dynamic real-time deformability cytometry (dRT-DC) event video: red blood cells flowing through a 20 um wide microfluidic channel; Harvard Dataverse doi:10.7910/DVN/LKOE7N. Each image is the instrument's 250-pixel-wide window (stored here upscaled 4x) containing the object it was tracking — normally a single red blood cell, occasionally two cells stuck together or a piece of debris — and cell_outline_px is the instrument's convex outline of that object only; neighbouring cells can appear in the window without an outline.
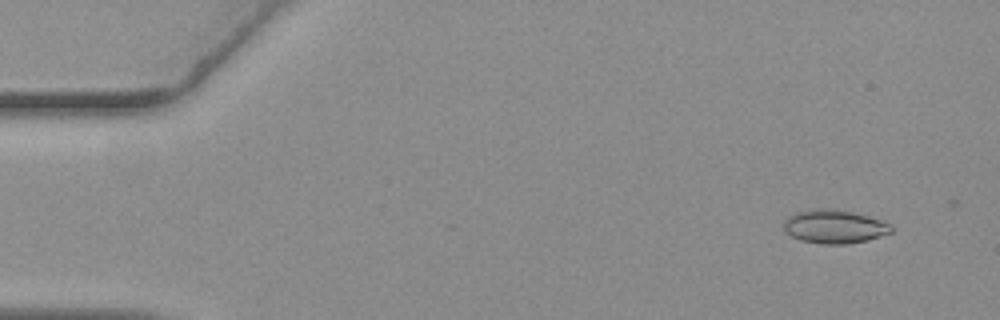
{"species": "common noctule bat (a hibernating species)", "species_latin": "Nyctalus noctula", "temperature_condition": "warm", "stored_images_in_passage": 8, "camera_frame_rate_fps": 3000, "um_per_image_px": 0.085, "animal": {"sex": "female", "body_mass_g": 19.3, "forearm_length_mm": 54.1}, "frame": {"image": 1, "passage_image": 1, "time_ms": 0.0, "image_size_px": [1000, 320], "cell_outline_px": [[892, 232], [868, 240], [848, 244], [820, 244], [800, 240], [784, 232], [784, 220], [788, 216], [796, 212], [816, 208], [824, 208], [852, 212], [868, 216], [880, 220], [888, 224], [892, 228]], "centroid_in_image_um": [70.88, 19.27], "position_along_channel_um": 14.1, "area_um2": 20.98}}